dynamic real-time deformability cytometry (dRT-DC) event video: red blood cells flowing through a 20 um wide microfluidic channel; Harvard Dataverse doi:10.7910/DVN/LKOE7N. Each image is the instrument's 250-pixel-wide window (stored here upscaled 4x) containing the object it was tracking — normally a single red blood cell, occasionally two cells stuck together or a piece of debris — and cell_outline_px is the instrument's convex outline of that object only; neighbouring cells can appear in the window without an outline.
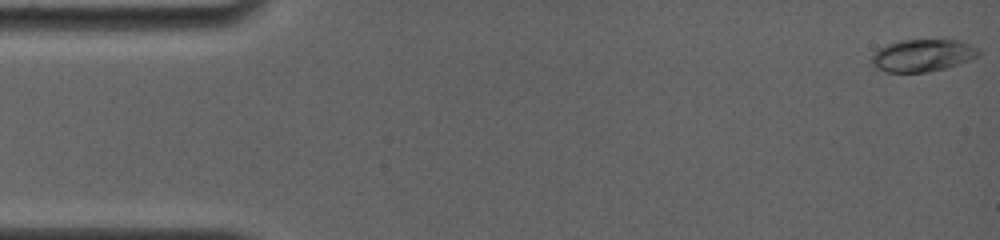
{"species": "common noctule bat (a hibernating species)", "species_latin": "Nyctalus noctula", "temperature_condition": "room temperature", "stored_images_in_passage": 65, "camera_frame_rate_fps": 4000, "um_per_image_px": 0.085, "animal": {"sex": "female", "body_mass_g": 19.0, "forearm_length_mm": 56.7}, "frame": {"image": 1, "passage_image": 1, "time_ms": 0.0, "image_size_px": [1000, 240], "cell_outline_px": [[980, 52], [956, 64], [944, 68], [924, 72], [888, 72], [880, 68], [872, 60], [872, 56], [880, 48], [888, 44], [904, 40], [952, 40], [976, 48]], "centroid_in_image_um": [78.35, 4.71], "position_along_channel_um": 6.7, "area_um2": 18.9}}
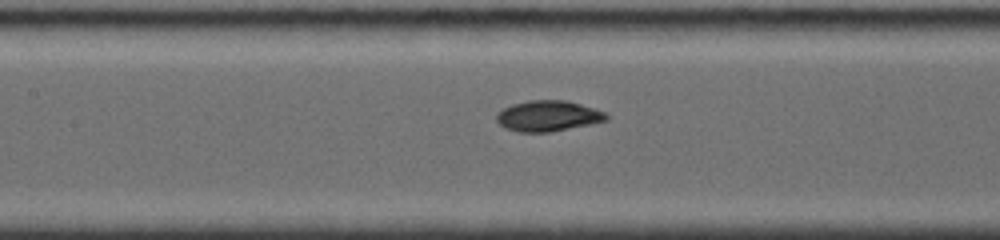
{"frame": {"image": 2, "passage_image": 30, "time_ms": 7.25, "image_size_px": [1000, 240], "cell_outline_px": [[608, 120], [552, 132], [516, 132], [504, 128], [496, 120], [496, 112], [512, 104], [528, 100], [564, 100], [580, 104], [604, 112], [608, 116]], "centroid_in_image_um": [46.53, 9.86], "position_along_channel_um": 160.9, "area_um2": 19.65}}
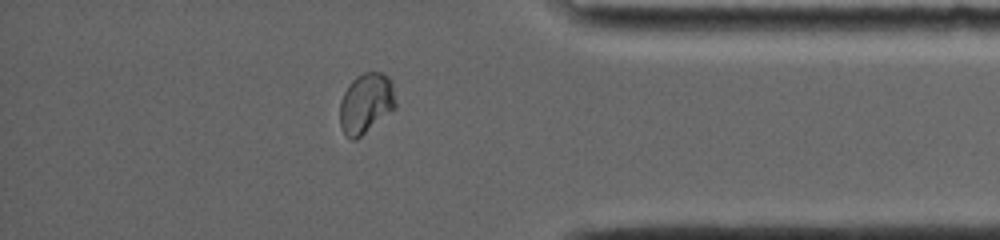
{"frame": {"image": 3, "passage_image": 56, "time_ms": 13.75, "image_size_px": [1000, 240], "cell_outline_px": [[396, 108], [356, 140], [352, 140], [344, 132], [340, 124], [340, 100], [348, 84], [356, 76], [364, 72], [380, 72], [388, 76], [392, 80], [396, 104]], "centroid_in_image_um": [31.12, 8.76], "position_along_channel_um": 404.1, "area_um2": 19.71}, "authors_computed_cell_mechanics": {"area_um2": 19.3052, "velocity_mm_per_s": 3.883, "shape_relaxation_time_tau1_ms": 6.9072, "shape_relaxation_time_tau2_ms": null, "deformation_change_tau1": 0.1914, "deformation_change_tau2": null}}